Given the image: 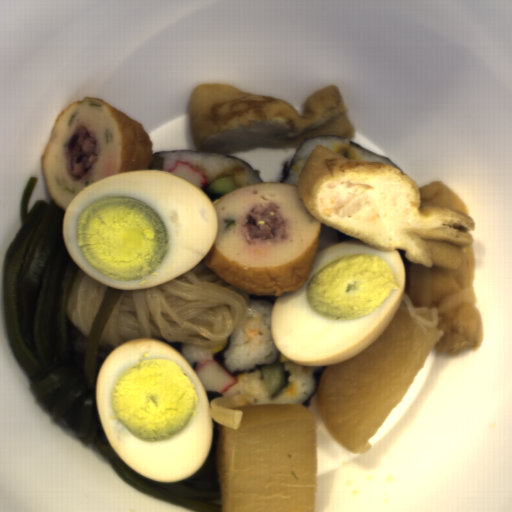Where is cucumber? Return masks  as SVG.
Instances as JSON below:
<instances>
[{"mask_svg":"<svg viewBox=\"0 0 512 512\" xmlns=\"http://www.w3.org/2000/svg\"><path fill=\"white\" fill-rule=\"evenodd\" d=\"M264 387L271 395H275L286 383V374L283 365L276 363L264 366L262 369Z\"/></svg>","mask_w":512,"mask_h":512,"instance_id":"obj_1","label":"cucumber"},{"mask_svg":"<svg viewBox=\"0 0 512 512\" xmlns=\"http://www.w3.org/2000/svg\"><path fill=\"white\" fill-rule=\"evenodd\" d=\"M238 188L232 175H223L220 178L211 181L202 191L214 203L225 193Z\"/></svg>","mask_w":512,"mask_h":512,"instance_id":"obj_2","label":"cucumber"}]
</instances>
